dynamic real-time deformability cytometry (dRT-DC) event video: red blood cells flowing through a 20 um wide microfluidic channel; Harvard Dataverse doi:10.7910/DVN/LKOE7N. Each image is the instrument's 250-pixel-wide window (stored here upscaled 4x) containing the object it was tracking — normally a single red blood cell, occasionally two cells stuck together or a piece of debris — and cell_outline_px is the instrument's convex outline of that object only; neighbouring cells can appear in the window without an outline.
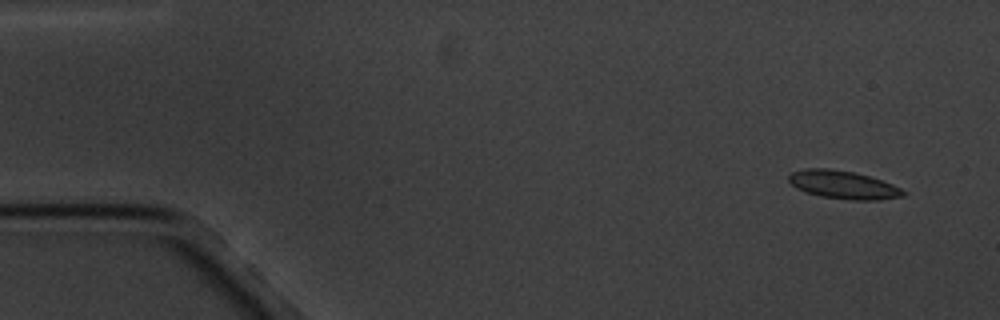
{"species": "common noctule bat (a hibernating species)", "species_latin": "Nyctalus noctula", "temperature_condition": "cold", "stored_images_in_passage": 6, "camera_frame_rate_fps": 3000, "um_per_image_px": 0.085, "animal": {"sex": "male", "body_mass_g": 20.1, "forearm_length_mm": 53.5}, "frame": {"image": 1, "passage_image": 1, "time_ms": 0.0, "image_size_px": [1000, 320], "cell_outline_px": [[904, 196], [880, 200], [852, 200], [820, 196], [804, 192], [796, 188], [788, 180], [788, 176], [792, 172], [804, 168], [828, 168], [856, 172], [892, 184], [900, 188], [904, 192]], "centroid_in_image_um": [71.63, 15.7], "position_along_channel_um": 13.4, "area_um2": 18.79}}
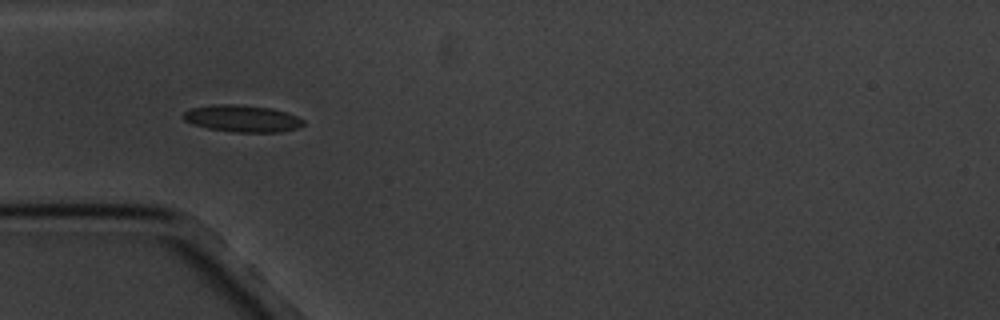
{"frame": {"image": 2, "passage_image": 5, "time_ms": 4.667, "image_size_px": [1000, 320], "cell_outline_px": [[304, 124], [296, 128], [280, 132], [236, 132], [208, 128], [192, 124], [184, 120], [184, 112], [192, 108], [220, 104], [232, 104], [272, 108], [288, 112], [304, 120]], "centroid_in_image_um": [20.62, 10.08], "position_along_channel_um": 64.4, "area_um2": 18.61}}
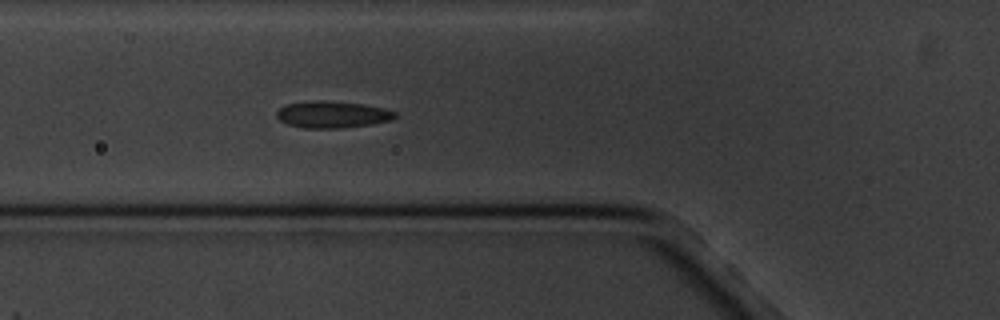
{"frame": {"image": 3, "passage_image": 6, "time_ms": 5.667, "image_size_px": [1000, 320], "cell_outline_px": [[396, 116], [392, 120], [372, 124], [340, 128], [304, 128], [288, 124], [280, 120], [276, 116], [276, 112], [284, 104], [320, 100], [360, 104], [384, 108], [396, 112]], "centroid_in_image_um": [28.24, 9.74], "position_along_channel_um": 97.6, "area_um2": 18.32}}